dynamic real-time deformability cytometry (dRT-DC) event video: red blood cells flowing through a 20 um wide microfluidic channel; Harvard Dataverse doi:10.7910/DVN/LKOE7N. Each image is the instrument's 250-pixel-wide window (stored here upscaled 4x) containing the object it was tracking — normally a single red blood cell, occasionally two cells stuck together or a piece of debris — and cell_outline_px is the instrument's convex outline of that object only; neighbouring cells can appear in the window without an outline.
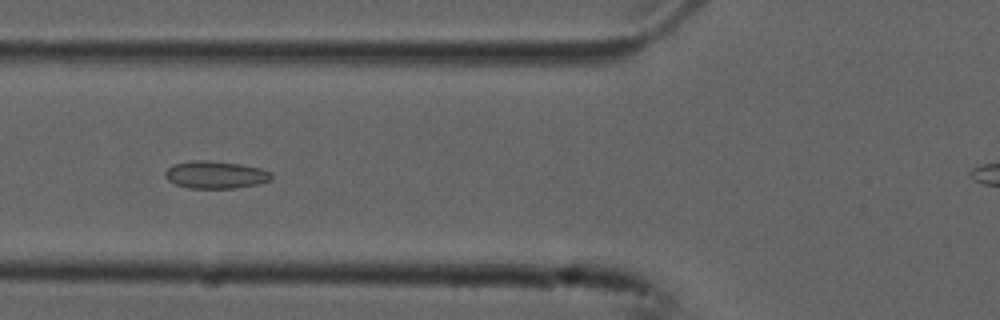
{"species": "common noctule bat (a hibernating species)", "species_latin": "Nyctalus noctula", "temperature_condition": "cold", "stored_images_in_passage": 49, "camera_frame_rate_fps": 3000, "um_per_image_px": 0.085, "animal": {"sex": "male", "forearm_length_mm": 52.5}, "frame": {"image": 1, "passage_image": 21, "time_ms": 6.667, "image_size_px": [1000, 320], "cell_outline_px": [[272, 176], [268, 180], [256, 184], [236, 188], [188, 188], [176, 184], [168, 180], [164, 176], [164, 172], [172, 164], [192, 160], [208, 160], [240, 164], [260, 168], [272, 172]], "centroid_in_image_um": [18.28, 14.84], "position_along_channel_um": 107.5, "area_um2": 16.99}}
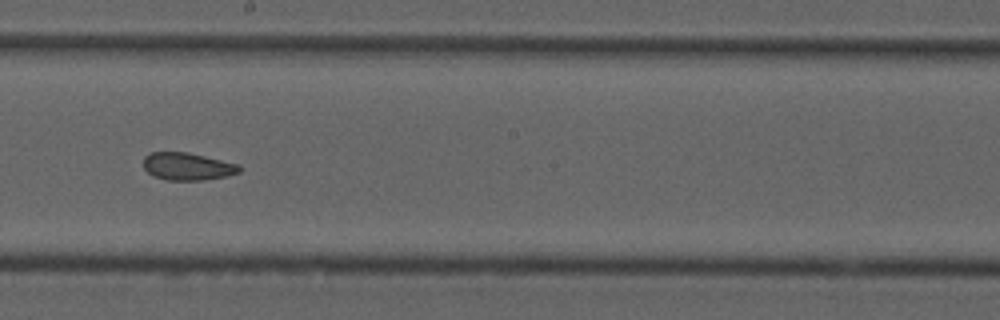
{"frame": {"image": 2, "passage_image": 31, "time_ms": 10.0, "image_size_px": [1000, 320], "cell_outline_px": [[240, 172], [228, 176], [204, 180], [168, 180], [156, 176], [148, 172], [144, 168], [144, 156], [152, 152], [188, 152], [240, 164]], "centroid_in_image_um": [15.97, 14.14], "position_along_channel_um": 232.2, "area_um2": 15.37}}
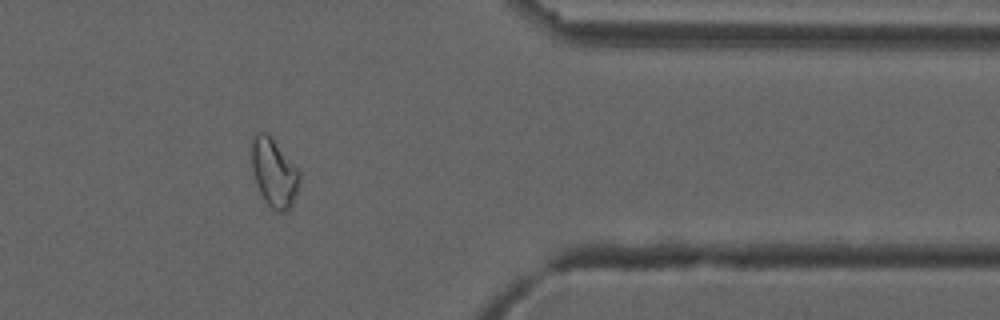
{"frame": {"image": 3, "passage_image": 45, "time_ms": 14.667, "image_size_px": [1000, 320], "cell_outline_px": [[300, 184], [292, 204], [284, 212], [276, 212], [264, 200], [260, 192], [252, 168], [252, 136], [256, 132], [268, 132], [272, 136], [300, 172]], "centroid_in_image_um": [23.3, 14.65], "position_along_channel_um": 388.1, "area_um2": 19.07}}